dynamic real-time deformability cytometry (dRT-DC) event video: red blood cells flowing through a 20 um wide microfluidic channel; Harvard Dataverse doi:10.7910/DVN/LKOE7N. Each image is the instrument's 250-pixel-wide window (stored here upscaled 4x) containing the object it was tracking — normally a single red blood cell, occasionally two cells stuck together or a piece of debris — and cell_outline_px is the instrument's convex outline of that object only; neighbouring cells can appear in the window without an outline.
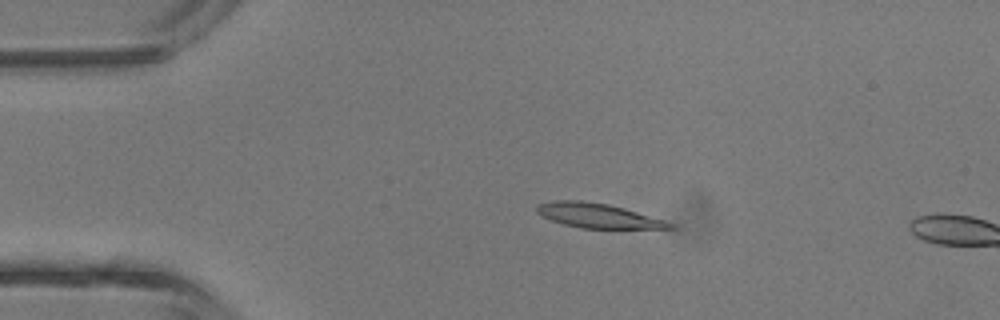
{"species": "common noctule bat (a hibernating species)", "species_latin": "Nyctalus noctula", "temperature_condition": "room temperature", "stored_images_in_passage": 4, "camera_frame_rate_fps": 3000, "um_per_image_px": 0.085, "animal": {"sex": "male", "body_mass_g": 13.3}, "frame": {"image": 1, "passage_image": 3, "time_ms": 2.333, "image_size_px": [1000, 320], "cell_outline_px": [[676, 228], [580, 228], [564, 224], [552, 220], [536, 212], [536, 204], [552, 200], [580, 200], [608, 204], [624, 208], [664, 220], [672, 224]], "centroid_in_image_um": [50.77, 18.31], "position_along_channel_um": 34.2, "area_um2": 18.79}}